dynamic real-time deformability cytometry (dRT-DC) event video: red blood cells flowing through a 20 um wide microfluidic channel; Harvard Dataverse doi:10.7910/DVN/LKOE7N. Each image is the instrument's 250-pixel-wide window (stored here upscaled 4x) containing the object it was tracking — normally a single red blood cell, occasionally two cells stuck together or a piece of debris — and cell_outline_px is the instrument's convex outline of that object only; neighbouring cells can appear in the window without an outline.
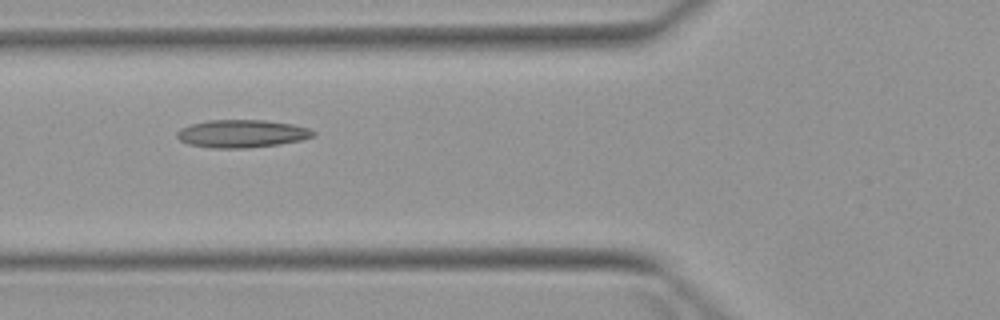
{"species": "Egyptian fruit bat (a non-hibernating species)", "species_latin": "Rousettus aegyptiacus", "temperature_condition": "warm", "stored_images_in_passage": 7, "camera_frame_rate_fps": 3000, "um_per_image_px": 0.085, "animal": {"sex": "female"}, "frame": {"image": 1, "passage_image": 5, "time_ms": 5.667, "image_size_px": [1000, 320], "cell_outline_px": [[316, 136], [300, 140], [280, 144], [248, 148], [208, 148], [188, 144], [180, 140], [176, 136], [176, 132], [180, 128], [192, 124], [208, 120], [264, 120], [292, 124], [308, 128], [316, 132]], "centroid_in_image_um": [20.55, 11.36], "position_along_channel_um": 105.3, "area_um2": 22.2}}
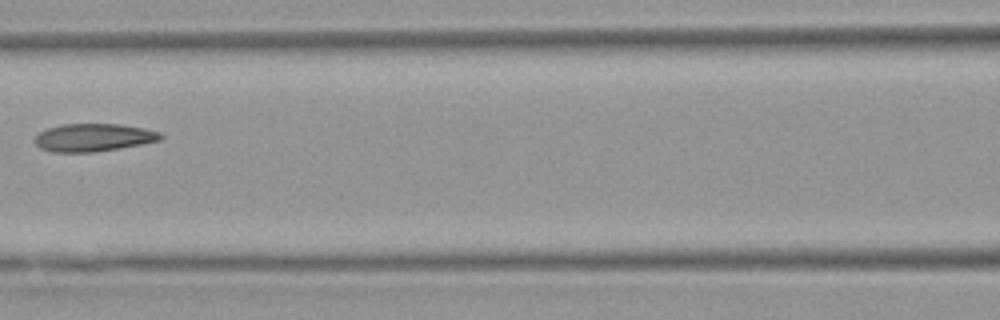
{"frame": {"image": 2, "passage_image": 6, "time_ms": 7.0, "image_size_px": [1000, 320], "cell_outline_px": [[164, 136], [160, 140], [120, 148], [92, 152], [52, 152], [40, 148], [32, 140], [40, 132], [48, 128], [60, 124], [120, 124], [144, 128], [160, 132]], "centroid_in_image_um": [7.93, 11.68], "position_along_channel_um": 158.7, "area_um2": 20.4}}
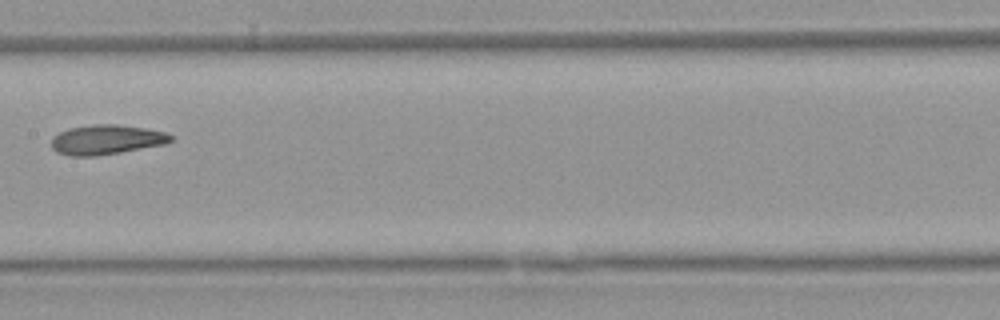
{"frame": {"image": 3, "passage_image": 7, "time_ms": 8.0, "image_size_px": [1000, 320], "cell_outline_px": [[172, 140], [164, 144], [120, 152], [96, 156], [68, 156], [56, 152], [52, 148], [52, 136], [68, 128], [96, 124], [116, 124], [144, 128], [164, 132], [172, 136]], "centroid_in_image_um": [8.99, 11.87], "position_along_channel_um": 198.4, "area_um2": 20.52}}